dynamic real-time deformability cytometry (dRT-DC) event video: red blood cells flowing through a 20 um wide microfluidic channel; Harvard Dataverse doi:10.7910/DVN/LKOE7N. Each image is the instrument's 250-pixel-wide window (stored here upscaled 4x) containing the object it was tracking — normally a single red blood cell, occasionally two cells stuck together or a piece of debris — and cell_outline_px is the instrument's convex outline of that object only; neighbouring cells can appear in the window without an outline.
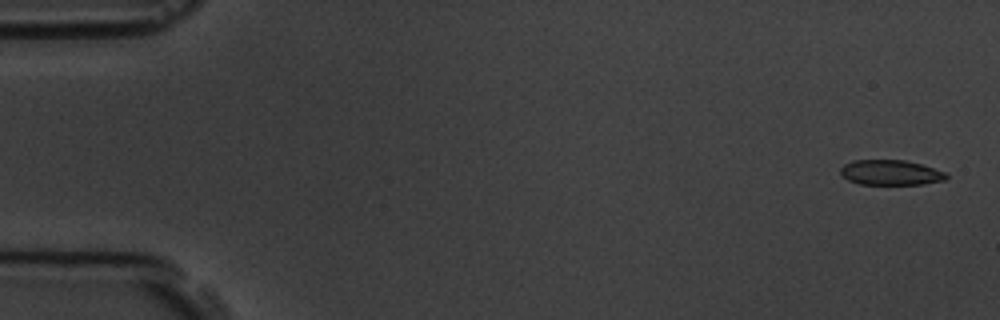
{"species": "common noctule bat (a hibernating species)", "species_latin": "Nyctalus noctula", "temperature_condition": "room temperature", "stored_images_in_passage": 4, "camera_frame_rate_fps": 3000, "um_per_image_px": 0.085, "animal": {"sex": "male", "body_mass_g": 19.5, "forearm_length_mm": 54.6}, "frame": {"image": 1, "passage_image": 1, "time_ms": 0.0, "image_size_px": [1000, 320], "cell_outline_px": [[948, 176], [944, 180], [924, 184], [860, 184], [848, 180], [840, 172], [840, 168], [844, 164], [852, 160], [904, 160], [920, 164], [944, 172]], "centroid_in_image_um": [75.67, 14.66], "position_along_channel_um": 9.3, "area_um2": 15.32}}